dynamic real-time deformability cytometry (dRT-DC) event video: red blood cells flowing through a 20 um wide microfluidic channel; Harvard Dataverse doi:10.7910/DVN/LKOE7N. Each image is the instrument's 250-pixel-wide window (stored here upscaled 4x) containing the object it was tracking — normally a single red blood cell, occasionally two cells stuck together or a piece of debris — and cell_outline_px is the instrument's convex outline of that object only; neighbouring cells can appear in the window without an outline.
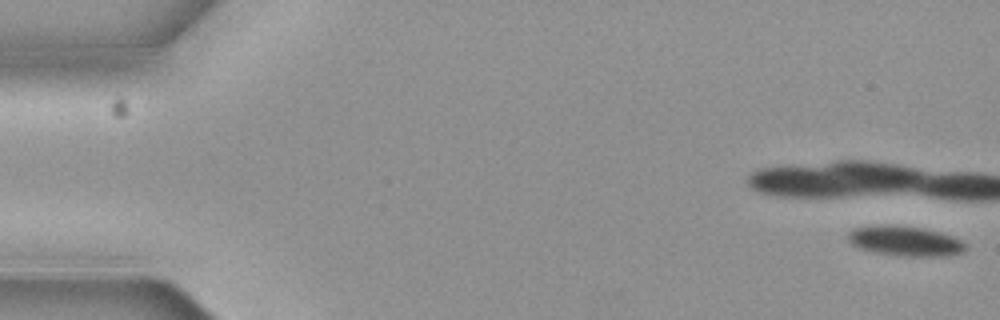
{"species": "common noctule bat (a hibernating species)", "species_latin": "Nyctalus noctula", "temperature_condition": "cold", "stored_images_in_passage": 6, "camera_frame_rate_fps": 3000, "um_per_image_px": 0.085, "animal": {"sex": "female", "body_mass_g": 19.3, "forearm_length_mm": 54.1}, "frame": {"image": 1, "passage_image": 1, "time_ms": 0.0, "image_size_px": [1000, 320], "cell_outline_px": [[968, 248], [960, 252], [948, 256], [904, 256], [876, 252], [860, 248], [852, 244], [848, 240], [848, 236], [856, 228], [920, 228], [952, 236], [960, 240]], "centroid_in_image_um": [77.03, 20.56], "position_along_channel_um": 8.0, "area_um2": 19.02}}